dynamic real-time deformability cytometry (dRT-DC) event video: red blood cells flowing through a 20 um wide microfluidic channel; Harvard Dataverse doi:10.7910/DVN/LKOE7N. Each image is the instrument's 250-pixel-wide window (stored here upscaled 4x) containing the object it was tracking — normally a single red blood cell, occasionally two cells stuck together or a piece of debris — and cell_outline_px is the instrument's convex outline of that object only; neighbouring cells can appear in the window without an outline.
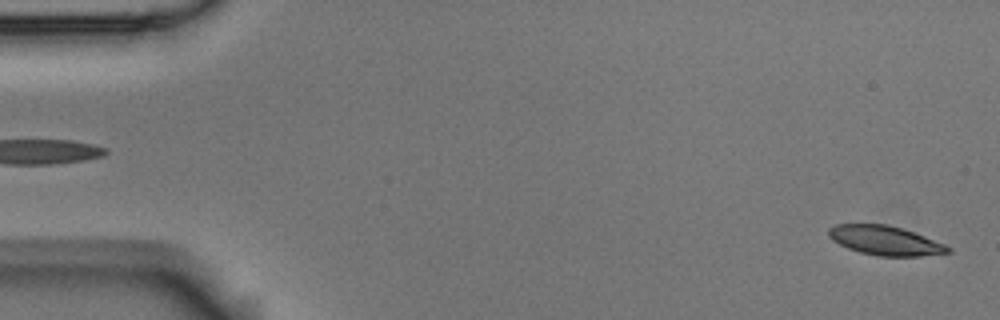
{"species": "Egyptian fruit bat (a non-hibernating species)", "species_latin": "Rousettus aegyptiacus", "temperature_condition": "room temperature", "stored_images_in_passage": 6, "segment_of_instrument_passage": [2, 2], "camera_frame_rate_fps": 3000, "um_per_image_px": 0.085, "animal": {"sex": "male"}, "frame": {"image": 1, "passage_image": 6, "time_ms": 1.667, "image_size_px": [1000, 320], "cell_outline_px": [[952, 252], [920, 256], [876, 256], [860, 252], [848, 248], [832, 240], [828, 236], [828, 228], [836, 224], [888, 224], [924, 236], [944, 244], [952, 248]], "centroid_in_image_um": [75.22, 20.45], "position_along_channel_um": 9.8, "area_um2": 20.29}}